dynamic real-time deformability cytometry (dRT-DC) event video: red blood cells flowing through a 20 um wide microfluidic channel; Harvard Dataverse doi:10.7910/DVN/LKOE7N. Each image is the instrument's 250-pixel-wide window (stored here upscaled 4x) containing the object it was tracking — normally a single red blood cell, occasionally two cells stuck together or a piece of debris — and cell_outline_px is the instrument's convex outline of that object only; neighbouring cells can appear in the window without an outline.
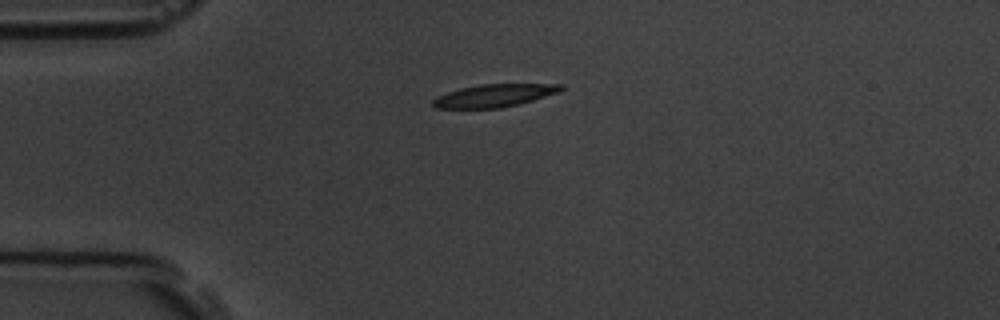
{"species": "common noctule bat (a hibernating species)", "species_latin": "Nyctalus noctula", "temperature_condition": "room temperature", "stored_images_in_passage": 43, "camera_frame_rate_fps": 3000, "um_per_image_px": 0.085, "animal": {"sex": "male", "body_mass_g": 19.5, "forearm_length_mm": 54.6}, "frame": {"image": 1, "passage_image": 1, "time_ms": 0.0, "image_size_px": [1000, 320], "cell_outline_px": [[564, 88], [556, 92], [532, 100], [500, 108], [432, 108], [432, 100], [436, 96], [460, 88], [480, 84], [564, 84]], "centroid_in_image_um": [41.94, 8.12], "position_along_channel_um": 43.1, "area_um2": 16.76}}
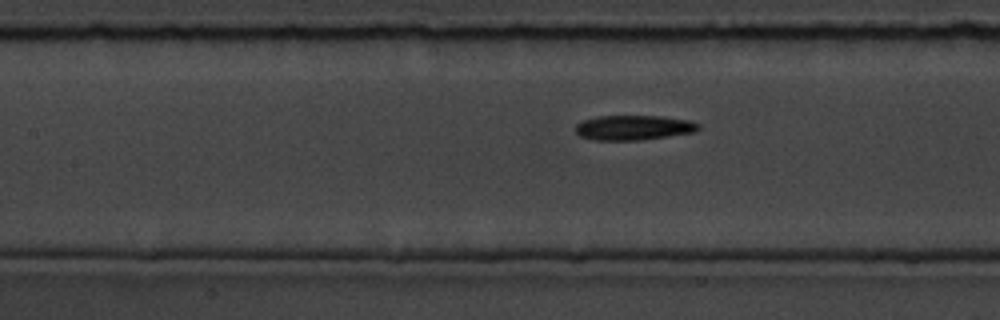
{"frame": {"image": 2, "passage_image": 12, "time_ms": 3.667, "image_size_px": [1000, 320], "cell_outline_px": [[700, 128], [696, 132], [640, 140], [592, 140], [580, 136], [576, 132], [576, 124], [584, 120], [596, 116], [664, 116], [692, 120], [700, 124]], "centroid_in_image_um": [53.9, 10.84], "position_along_channel_um": 153.5, "area_um2": 17.98}}
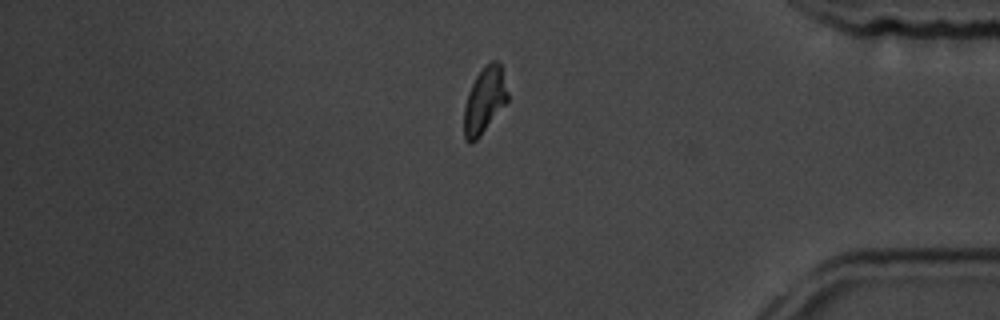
{"frame": {"image": 3, "passage_image": 34, "time_ms": 11.0, "image_size_px": [1000, 320], "cell_outline_px": [[508, 100], [480, 136], [472, 144], [468, 144], [464, 140], [464, 108], [468, 92], [476, 76], [492, 60], [496, 60], [500, 64], [508, 92]], "centroid_in_image_um": [41.16, 8.58], "position_along_channel_um": 394.0, "area_um2": 16.59}, "authors_computed_cell_mechanics": {"area_um2": 17.7446, "velocity_mm_per_s": 3.6598, "shape_relaxation_time_tau1_ms": 5.5941, "shape_relaxation_time_tau2_ms": null, "deformation_change_tau1": 0.148, "deformation_change_tau2": null}}